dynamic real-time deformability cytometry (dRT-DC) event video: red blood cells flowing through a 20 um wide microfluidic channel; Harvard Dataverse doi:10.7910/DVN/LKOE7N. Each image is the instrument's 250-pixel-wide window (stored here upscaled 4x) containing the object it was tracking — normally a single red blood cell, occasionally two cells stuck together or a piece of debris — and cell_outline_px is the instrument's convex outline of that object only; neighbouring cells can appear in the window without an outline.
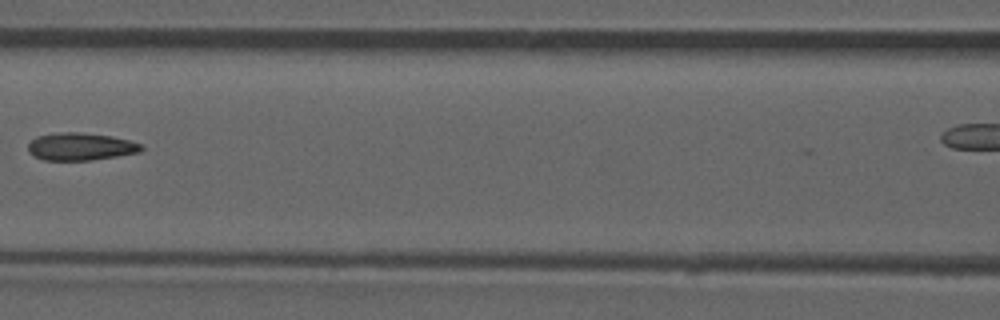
{"species": "common noctule bat (a hibernating species)", "species_latin": "Nyctalus noctula", "temperature_condition": "room temperature", "stored_images_in_passage": 9, "camera_frame_rate_fps": 3000, "um_per_image_px": 0.085, "animal": {"sex": "male", "forearm_length_mm": 52.5}, "frame": {"image": 1, "passage_image": 6, "time_ms": 1.667, "image_size_px": [1000, 320], "cell_outline_px": [[144, 148], [140, 152], [92, 160], [44, 160], [28, 152], [28, 144], [36, 136], [60, 132], [80, 132], [112, 136], [144, 144]], "centroid_in_image_um": [6.87, 12.45], "position_along_channel_um": 159.7, "area_um2": 18.21}}